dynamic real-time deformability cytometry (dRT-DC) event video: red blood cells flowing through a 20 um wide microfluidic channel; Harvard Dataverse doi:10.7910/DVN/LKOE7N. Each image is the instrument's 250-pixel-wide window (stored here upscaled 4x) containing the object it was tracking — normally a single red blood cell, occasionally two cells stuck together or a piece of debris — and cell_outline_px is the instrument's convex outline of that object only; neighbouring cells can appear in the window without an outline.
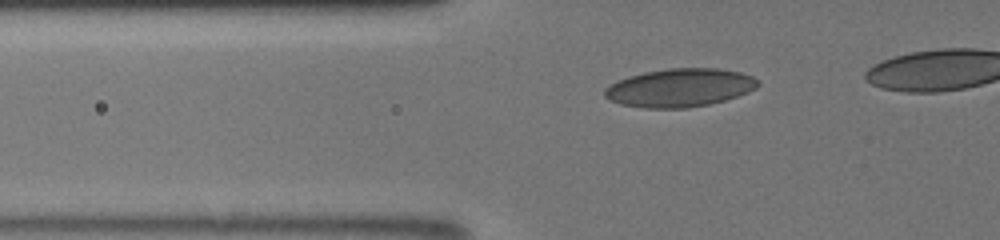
{"species": "human", "species_latin": "Homo sapiens", "temperature_condition": "room temperature", "stored_images_in_passage": 36, "camera_frame_rate_fps": 3000, "um_per_image_px": 0.085, "donor": {"sex": "male"}, "frame": {"image": 1, "passage_image": 17, "time_ms": 5.333, "image_size_px": [1000, 240], "cell_outline_px": [[760, 84], [756, 88], [748, 92], [724, 100], [708, 104], [688, 108], [644, 108], [620, 104], [604, 96], [604, 88], [616, 80], [628, 76], [644, 72], [668, 68], [716, 68], [740, 72], [752, 76]], "centroid_in_image_um": [57.75, 7.45], "position_along_channel_um": 68.0, "area_um2": 34.22}}
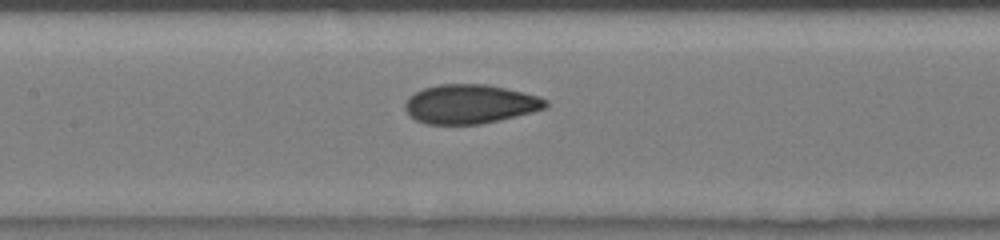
{"frame": {"image": 2, "passage_image": 25, "time_ms": 8.0, "image_size_px": [1000, 240], "cell_outline_px": [[548, 104], [544, 108], [532, 112], [500, 120], [480, 124], [428, 124], [416, 120], [404, 108], [404, 104], [408, 96], [424, 88], [440, 84], [488, 84], [524, 92], [540, 96], [548, 100]], "centroid_in_image_um": [39.97, 8.84], "position_along_channel_um": 167.4, "area_um2": 32.08}}
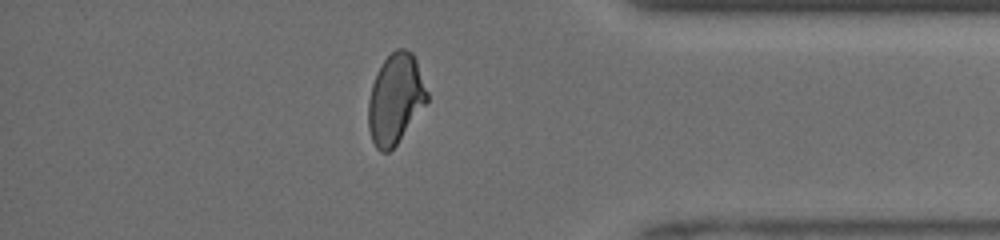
{"frame": {"image": 3, "passage_image": 35, "time_ms": 14.0, "image_size_px": [1000, 240], "cell_outline_px": [[428, 100], [396, 144], [388, 152], [380, 152], [376, 148], [372, 140], [368, 128], [368, 100], [372, 84], [376, 72], [384, 60], [396, 48], [404, 48], [412, 52], [416, 60], [428, 92]], "centroid_in_image_um": [33.59, 8.39], "position_along_channel_um": 401.6, "area_um2": 30.63}, "authors_computed_cell_mechanics": {"area_um2": 32.8593, "velocity_mm_per_s": 4.1274, "shape_relaxation_time_tau1_ms": 6.8867, "shape_relaxation_time_tau2_ms": 1.0612, "deformation_change_tau1": 0.185, "deformation_change_tau2": 0.0505}}